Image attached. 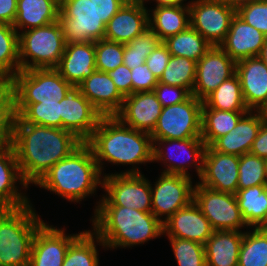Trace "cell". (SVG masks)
Listing matches in <instances>:
<instances>
[{
	"label": "cell",
	"instance_id": "40",
	"mask_svg": "<svg viewBox=\"0 0 267 266\" xmlns=\"http://www.w3.org/2000/svg\"><path fill=\"white\" fill-rule=\"evenodd\" d=\"M267 185V159L251 153L239 157L238 189Z\"/></svg>",
	"mask_w": 267,
	"mask_h": 266
},
{
	"label": "cell",
	"instance_id": "6",
	"mask_svg": "<svg viewBox=\"0 0 267 266\" xmlns=\"http://www.w3.org/2000/svg\"><path fill=\"white\" fill-rule=\"evenodd\" d=\"M21 70L56 68L65 50L59 21L18 33Z\"/></svg>",
	"mask_w": 267,
	"mask_h": 266
},
{
	"label": "cell",
	"instance_id": "47",
	"mask_svg": "<svg viewBox=\"0 0 267 266\" xmlns=\"http://www.w3.org/2000/svg\"><path fill=\"white\" fill-rule=\"evenodd\" d=\"M161 42L158 34L149 27L127 45L132 48V52L146 53L147 58Z\"/></svg>",
	"mask_w": 267,
	"mask_h": 266
},
{
	"label": "cell",
	"instance_id": "12",
	"mask_svg": "<svg viewBox=\"0 0 267 266\" xmlns=\"http://www.w3.org/2000/svg\"><path fill=\"white\" fill-rule=\"evenodd\" d=\"M193 201L210 222L214 231H243L248 228L235 194L218 192L195 183Z\"/></svg>",
	"mask_w": 267,
	"mask_h": 266
},
{
	"label": "cell",
	"instance_id": "1",
	"mask_svg": "<svg viewBox=\"0 0 267 266\" xmlns=\"http://www.w3.org/2000/svg\"><path fill=\"white\" fill-rule=\"evenodd\" d=\"M9 143L15 151L22 178L30 186L83 141L68 130L25 123L19 116H10Z\"/></svg>",
	"mask_w": 267,
	"mask_h": 266
},
{
	"label": "cell",
	"instance_id": "2",
	"mask_svg": "<svg viewBox=\"0 0 267 266\" xmlns=\"http://www.w3.org/2000/svg\"><path fill=\"white\" fill-rule=\"evenodd\" d=\"M86 143L92 149L103 177L106 176L104 162L132 165L131 169L114 174H142L137 165L153 162L150 133L130 128L116 116H102Z\"/></svg>",
	"mask_w": 267,
	"mask_h": 266
},
{
	"label": "cell",
	"instance_id": "22",
	"mask_svg": "<svg viewBox=\"0 0 267 266\" xmlns=\"http://www.w3.org/2000/svg\"><path fill=\"white\" fill-rule=\"evenodd\" d=\"M213 231L210 222L194 201L163 223V234H166L164 236L190 240L202 245H205Z\"/></svg>",
	"mask_w": 267,
	"mask_h": 266
},
{
	"label": "cell",
	"instance_id": "27",
	"mask_svg": "<svg viewBox=\"0 0 267 266\" xmlns=\"http://www.w3.org/2000/svg\"><path fill=\"white\" fill-rule=\"evenodd\" d=\"M55 69L72 86H78L97 70L95 42L66 44L60 63Z\"/></svg>",
	"mask_w": 267,
	"mask_h": 266
},
{
	"label": "cell",
	"instance_id": "50",
	"mask_svg": "<svg viewBox=\"0 0 267 266\" xmlns=\"http://www.w3.org/2000/svg\"><path fill=\"white\" fill-rule=\"evenodd\" d=\"M249 153L267 159V121L264 120Z\"/></svg>",
	"mask_w": 267,
	"mask_h": 266
},
{
	"label": "cell",
	"instance_id": "57",
	"mask_svg": "<svg viewBox=\"0 0 267 266\" xmlns=\"http://www.w3.org/2000/svg\"><path fill=\"white\" fill-rule=\"evenodd\" d=\"M258 57L265 63L267 66V40L264 44V46L261 48V51L258 55Z\"/></svg>",
	"mask_w": 267,
	"mask_h": 266
},
{
	"label": "cell",
	"instance_id": "16",
	"mask_svg": "<svg viewBox=\"0 0 267 266\" xmlns=\"http://www.w3.org/2000/svg\"><path fill=\"white\" fill-rule=\"evenodd\" d=\"M62 129L74 133L86 142L97 128L102 115L81 93L79 86H71L61 100Z\"/></svg>",
	"mask_w": 267,
	"mask_h": 266
},
{
	"label": "cell",
	"instance_id": "7",
	"mask_svg": "<svg viewBox=\"0 0 267 266\" xmlns=\"http://www.w3.org/2000/svg\"><path fill=\"white\" fill-rule=\"evenodd\" d=\"M71 86L55 68L20 70L8 82L9 103L61 101Z\"/></svg>",
	"mask_w": 267,
	"mask_h": 266
},
{
	"label": "cell",
	"instance_id": "14",
	"mask_svg": "<svg viewBox=\"0 0 267 266\" xmlns=\"http://www.w3.org/2000/svg\"><path fill=\"white\" fill-rule=\"evenodd\" d=\"M153 183L150 181L151 212L162 224L193 201L195 184L190 177L161 172Z\"/></svg>",
	"mask_w": 267,
	"mask_h": 266
},
{
	"label": "cell",
	"instance_id": "20",
	"mask_svg": "<svg viewBox=\"0 0 267 266\" xmlns=\"http://www.w3.org/2000/svg\"><path fill=\"white\" fill-rule=\"evenodd\" d=\"M149 28V12L144 2L127 1L106 24L104 39L127 44Z\"/></svg>",
	"mask_w": 267,
	"mask_h": 266
},
{
	"label": "cell",
	"instance_id": "54",
	"mask_svg": "<svg viewBox=\"0 0 267 266\" xmlns=\"http://www.w3.org/2000/svg\"><path fill=\"white\" fill-rule=\"evenodd\" d=\"M0 114H10L8 82L0 76Z\"/></svg>",
	"mask_w": 267,
	"mask_h": 266
},
{
	"label": "cell",
	"instance_id": "10",
	"mask_svg": "<svg viewBox=\"0 0 267 266\" xmlns=\"http://www.w3.org/2000/svg\"><path fill=\"white\" fill-rule=\"evenodd\" d=\"M101 200L96 201L94 212L98 206H123L142 212H151V185L143 174H113L103 177Z\"/></svg>",
	"mask_w": 267,
	"mask_h": 266
},
{
	"label": "cell",
	"instance_id": "42",
	"mask_svg": "<svg viewBox=\"0 0 267 266\" xmlns=\"http://www.w3.org/2000/svg\"><path fill=\"white\" fill-rule=\"evenodd\" d=\"M124 44L101 39L95 41L96 69L110 72L123 64Z\"/></svg>",
	"mask_w": 267,
	"mask_h": 266
},
{
	"label": "cell",
	"instance_id": "21",
	"mask_svg": "<svg viewBox=\"0 0 267 266\" xmlns=\"http://www.w3.org/2000/svg\"><path fill=\"white\" fill-rule=\"evenodd\" d=\"M19 187L29 188L20 173L15 151L8 143L0 150V209H17L32 203Z\"/></svg>",
	"mask_w": 267,
	"mask_h": 266
},
{
	"label": "cell",
	"instance_id": "49",
	"mask_svg": "<svg viewBox=\"0 0 267 266\" xmlns=\"http://www.w3.org/2000/svg\"><path fill=\"white\" fill-rule=\"evenodd\" d=\"M128 0H96L97 16L106 25Z\"/></svg>",
	"mask_w": 267,
	"mask_h": 266
},
{
	"label": "cell",
	"instance_id": "32",
	"mask_svg": "<svg viewBox=\"0 0 267 266\" xmlns=\"http://www.w3.org/2000/svg\"><path fill=\"white\" fill-rule=\"evenodd\" d=\"M11 116H19L25 123L62 129L61 101L40 103H9Z\"/></svg>",
	"mask_w": 267,
	"mask_h": 266
},
{
	"label": "cell",
	"instance_id": "33",
	"mask_svg": "<svg viewBox=\"0 0 267 266\" xmlns=\"http://www.w3.org/2000/svg\"><path fill=\"white\" fill-rule=\"evenodd\" d=\"M248 111H222L202 106L201 139L210 146L217 138L236 127L239 119Z\"/></svg>",
	"mask_w": 267,
	"mask_h": 266
},
{
	"label": "cell",
	"instance_id": "46",
	"mask_svg": "<svg viewBox=\"0 0 267 266\" xmlns=\"http://www.w3.org/2000/svg\"><path fill=\"white\" fill-rule=\"evenodd\" d=\"M171 54L168 47L161 42L146 58V65L153 75L159 80L165 70Z\"/></svg>",
	"mask_w": 267,
	"mask_h": 266
},
{
	"label": "cell",
	"instance_id": "34",
	"mask_svg": "<svg viewBox=\"0 0 267 266\" xmlns=\"http://www.w3.org/2000/svg\"><path fill=\"white\" fill-rule=\"evenodd\" d=\"M98 245L105 247L93 230H84L69 245L62 266H99Z\"/></svg>",
	"mask_w": 267,
	"mask_h": 266
},
{
	"label": "cell",
	"instance_id": "11",
	"mask_svg": "<svg viewBox=\"0 0 267 266\" xmlns=\"http://www.w3.org/2000/svg\"><path fill=\"white\" fill-rule=\"evenodd\" d=\"M205 149L206 145L201 138L156 140L153 143V163L162 161L165 166L162 173L183 175L190 178L192 177L188 169L195 167L197 176L200 178Z\"/></svg>",
	"mask_w": 267,
	"mask_h": 266
},
{
	"label": "cell",
	"instance_id": "39",
	"mask_svg": "<svg viewBox=\"0 0 267 266\" xmlns=\"http://www.w3.org/2000/svg\"><path fill=\"white\" fill-rule=\"evenodd\" d=\"M197 62L181 57L171 56L158 82L188 89L191 93L195 84Z\"/></svg>",
	"mask_w": 267,
	"mask_h": 266
},
{
	"label": "cell",
	"instance_id": "5",
	"mask_svg": "<svg viewBox=\"0 0 267 266\" xmlns=\"http://www.w3.org/2000/svg\"><path fill=\"white\" fill-rule=\"evenodd\" d=\"M30 203L0 209V266H29L33 239L45 223Z\"/></svg>",
	"mask_w": 267,
	"mask_h": 266
},
{
	"label": "cell",
	"instance_id": "17",
	"mask_svg": "<svg viewBox=\"0 0 267 266\" xmlns=\"http://www.w3.org/2000/svg\"><path fill=\"white\" fill-rule=\"evenodd\" d=\"M238 168L239 156L217 152L206 146L203 170L198 183L218 192L236 194Z\"/></svg>",
	"mask_w": 267,
	"mask_h": 266
},
{
	"label": "cell",
	"instance_id": "56",
	"mask_svg": "<svg viewBox=\"0 0 267 266\" xmlns=\"http://www.w3.org/2000/svg\"><path fill=\"white\" fill-rule=\"evenodd\" d=\"M224 1L237 10L240 6L244 4L256 1H265V0H224Z\"/></svg>",
	"mask_w": 267,
	"mask_h": 266
},
{
	"label": "cell",
	"instance_id": "8",
	"mask_svg": "<svg viewBox=\"0 0 267 266\" xmlns=\"http://www.w3.org/2000/svg\"><path fill=\"white\" fill-rule=\"evenodd\" d=\"M58 21L66 44L104 39L106 25L97 16L96 0H60Z\"/></svg>",
	"mask_w": 267,
	"mask_h": 266
},
{
	"label": "cell",
	"instance_id": "55",
	"mask_svg": "<svg viewBox=\"0 0 267 266\" xmlns=\"http://www.w3.org/2000/svg\"><path fill=\"white\" fill-rule=\"evenodd\" d=\"M149 0H146L144 3L148 2ZM155 1L156 5L155 7H160V6H182V5H189L188 3H184V1L187 0H153Z\"/></svg>",
	"mask_w": 267,
	"mask_h": 266
},
{
	"label": "cell",
	"instance_id": "45",
	"mask_svg": "<svg viewBox=\"0 0 267 266\" xmlns=\"http://www.w3.org/2000/svg\"><path fill=\"white\" fill-rule=\"evenodd\" d=\"M132 94L136 92L154 91L158 79L148 69L146 63L131 69Z\"/></svg>",
	"mask_w": 267,
	"mask_h": 266
},
{
	"label": "cell",
	"instance_id": "59",
	"mask_svg": "<svg viewBox=\"0 0 267 266\" xmlns=\"http://www.w3.org/2000/svg\"><path fill=\"white\" fill-rule=\"evenodd\" d=\"M128 1L145 2L146 0H128Z\"/></svg>",
	"mask_w": 267,
	"mask_h": 266
},
{
	"label": "cell",
	"instance_id": "15",
	"mask_svg": "<svg viewBox=\"0 0 267 266\" xmlns=\"http://www.w3.org/2000/svg\"><path fill=\"white\" fill-rule=\"evenodd\" d=\"M235 73L236 62L220 46H211L197 62L192 95L203 101Z\"/></svg>",
	"mask_w": 267,
	"mask_h": 266
},
{
	"label": "cell",
	"instance_id": "29",
	"mask_svg": "<svg viewBox=\"0 0 267 266\" xmlns=\"http://www.w3.org/2000/svg\"><path fill=\"white\" fill-rule=\"evenodd\" d=\"M60 0H18L13 27L18 33L58 21Z\"/></svg>",
	"mask_w": 267,
	"mask_h": 266
},
{
	"label": "cell",
	"instance_id": "28",
	"mask_svg": "<svg viewBox=\"0 0 267 266\" xmlns=\"http://www.w3.org/2000/svg\"><path fill=\"white\" fill-rule=\"evenodd\" d=\"M244 231H213L206 241V266H238Z\"/></svg>",
	"mask_w": 267,
	"mask_h": 266
},
{
	"label": "cell",
	"instance_id": "37",
	"mask_svg": "<svg viewBox=\"0 0 267 266\" xmlns=\"http://www.w3.org/2000/svg\"><path fill=\"white\" fill-rule=\"evenodd\" d=\"M20 70L18 32L0 23V76L9 82Z\"/></svg>",
	"mask_w": 267,
	"mask_h": 266
},
{
	"label": "cell",
	"instance_id": "52",
	"mask_svg": "<svg viewBox=\"0 0 267 266\" xmlns=\"http://www.w3.org/2000/svg\"><path fill=\"white\" fill-rule=\"evenodd\" d=\"M145 61L146 53L132 52V48H130L127 44H124L123 64L130 69H133L144 64Z\"/></svg>",
	"mask_w": 267,
	"mask_h": 266
},
{
	"label": "cell",
	"instance_id": "44",
	"mask_svg": "<svg viewBox=\"0 0 267 266\" xmlns=\"http://www.w3.org/2000/svg\"><path fill=\"white\" fill-rule=\"evenodd\" d=\"M154 92L162 107L179 104L186 101L192 95L186 88L167 85L160 82L155 86Z\"/></svg>",
	"mask_w": 267,
	"mask_h": 266
},
{
	"label": "cell",
	"instance_id": "3",
	"mask_svg": "<svg viewBox=\"0 0 267 266\" xmlns=\"http://www.w3.org/2000/svg\"><path fill=\"white\" fill-rule=\"evenodd\" d=\"M91 220L93 231L107 250L132 248L164 235L163 224L152 212L130 207L98 206Z\"/></svg>",
	"mask_w": 267,
	"mask_h": 266
},
{
	"label": "cell",
	"instance_id": "30",
	"mask_svg": "<svg viewBox=\"0 0 267 266\" xmlns=\"http://www.w3.org/2000/svg\"><path fill=\"white\" fill-rule=\"evenodd\" d=\"M149 27L158 34L163 42L168 37L186 30L190 26V10L188 5L151 7ZM151 12V13H150Z\"/></svg>",
	"mask_w": 267,
	"mask_h": 266
},
{
	"label": "cell",
	"instance_id": "38",
	"mask_svg": "<svg viewBox=\"0 0 267 266\" xmlns=\"http://www.w3.org/2000/svg\"><path fill=\"white\" fill-rule=\"evenodd\" d=\"M244 230L238 266H267V230L264 227Z\"/></svg>",
	"mask_w": 267,
	"mask_h": 266
},
{
	"label": "cell",
	"instance_id": "9",
	"mask_svg": "<svg viewBox=\"0 0 267 266\" xmlns=\"http://www.w3.org/2000/svg\"><path fill=\"white\" fill-rule=\"evenodd\" d=\"M203 101L191 95L186 101L162 107L152 142L163 139L201 138Z\"/></svg>",
	"mask_w": 267,
	"mask_h": 266
},
{
	"label": "cell",
	"instance_id": "25",
	"mask_svg": "<svg viewBox=\"0 0 267 266\" xmlns=\"http://www.w3.org/2000/svg\"><path fill=\"white\" fill-rule=\"evenodd\" d=\"M267 37L247 24L237 14L232 18L230 29L220 47L235 61L257 57Z\"/></svg>",
	"mask_w": 267,
	"mask_h": 266
},
{
	"label": "cell",
	"instance_id": "23",
	"mask_svg": "<svg viewBox=\"0 0 267 266\" xmlns=\"http://www.w3.org/2000/svg\"><path fill=\"white\" fill-rule=\"evenodd\" d=\"M244 101L249 110L262 111L267 105V66L257 56L236 62Z\"/></svg>",
	"mask_w": 267,
	"mask_h": 266
},
{
	"label": "cell",
	"instance_id": "24",
	"mask_svg": "<svg viewBox=\"0 0 267 266\" xmlns=\"http://www.w3.org/2000/svg\"><path fill=\"white\" fill-rule=\"evenodd\" d=\"M78 86L81 93L102 116H115L121 109L125 97L107 72L95 70Z\"/></svg>",
	"mask_w": 267,
	"mask_h": 266
},
{
	"label": "cell",
	"instance_id": "51",
	"mask_svg": "<svg viewBox=\"0 0 267 266\" xmlns=\"http://www.w3.org/2000/svg\"><path fill=\"white\" fill-rule=\"evenodd\" d=\"M18 0H0V23L13 25L16 19Z\"/></svg>",
	"mask_w": 267,
	"mask_h": 266
},
{
	"label": "cell",
	"instance_id": "58",
	"mask_svg": "<svg viewBox=\"0 0 267 266\" xmlns=\"http://www.w3.org/2000/svg\"><path fill=\"white\" fill-rule=\"evenodd\" d=\"M261 112H262V114L264 116V120L267 121V105L262 109Z\"/></svg>",
	"mask_w": 267,
	"mask_h": 266
},
{
	"label": "cell",
	"instance_id": "18",
	"mask_svg": "<svg viewBox=\"0 0 267 266\" xmlns=\"http://www.w3.org/2000/svg\"><path fill=\"white\" fill-rule=\"evenodd\" d=\"M65 230L45 222L33 239L29 266H62L69 245L83 232L68 235Z\"/></svg>",
	"mask_w": 267,
	"mask_h": 266
},
{
	"label": "cell",
	"instance_id": "26",
	"mask_svg": "<svg viewBox=\"0 0 267 266\" xmlns=\"http://www.w3.org/2000/svg\"><path fill=\"white\" fill-rule=\"evenodd\" d=\"M263 121L261 111L250 110L239 119L235 128L217 138L210 147L217 152L239 157L249 153Z\"/></svg>",
	"mask_w": 267,
	"mask_h": 266
},
{
	"label": "cell",
	"instance_id": "19",
	"mask_svg": "<svg viewBox=\"0 0 267 266\" xmlns=\"http://www.w3.org/2000/svg\"><path fill=\"white\" fill-rule=\"evenodd\" d=\"M162 105L154 91L136 92L125 96L115 115L130 128L151 133L161 114Z\"/></svg>",
	"mask_w": 267,
	"mask_h": 266
},
{
	"label": "cell",
	"instance_id": "4",
	"mask_svg": "<svg viewBox=\"0 0 267 266\" xmlns=\"http://www.w3.org/2000/svg\"><path fill=\"white\" fill-rule=\"evenodd\" d=\"M64 200L79 203L103 187V176L90 146L83 142L52 166L35 184Z\"/></svg>",
	"mask_w": 267,
	"mask_h": 266
},
{
	"label": "cell",
	"instance_id": "31",
	"mask_svg": "<svg viewBox=\"0 0 267 266\" xmlns=\"http://www.w3.org/2000/svg\"><path fill=\"white\" fill-rule=\"evenodd\" d=\"M235 197L249 228L264 227L267 224V185L238 189Z\"/></svg>",
	"mask_w": 267,
	"mask_h": 266
},
{
	"label": "cell",
	"instance_id": "48",
	"mask_svg": "<svg viewBox=\"0 0 267 266\" xmlns=\"http://www.w3.org/2000/svg\"><path fill=\"white\" fill-rule=\"evenodd\" d=\"M119 92L125 97L132 94L131 69L125 64L119 65L116 69L108 72Z\"/></svg>",
	"mask_w": 267,
	"mask_h": 266
},
{
	"label": "cell",
	"instance_id": "41",
	"mask_svg": "<svg viewBox=\"0 0 267 266\" xmlns=\"http://www.w3.org/2000/svg\"><path fill=\"white\" fill-rule=\"evenodd\" d=\"M168 240L178 266H206L204 245L176 237H168Z\"/></svg>",
	"mask_w": 267,
	"mask_h": 266
},
{
	"label": "cell",
	"instance_id": "53",
	"mask_svg": "<svg viewBox=\"0 0 267 266\" xmlns=\"http://www.w3.org/2000/svg\"><path fill=\"white\" fill-rule=\"evenodd\" d=\"M11 114H0V150L9 143V123Z\"/></svg>",
	"mask_w": 267,
	"mask_h": 266
},
{
	"label": "cell",
	"instance_id": "35",
	"mask_svg": "<svg viewBox=\"0 0 267 266\" xmlns=\"http://www.w3.org/2000/svg\"><path fill=\"white\" fill-rule=\"evenodd\" d=\"M203 103L209 108L222 111H250L244 101L236 73L222 82Z\"/></svg>",
	"mask_w": 267,
	"mask_h": 266
},
{
	"label": "cell",
	"instance_id": "36",
	"mask_svg": "<svg viewBox=\"0 0 267 266\" xmlns=\"http://www.w3.org/2000/svg\"><path fill=\"white\" fill-rule=\"evenodd\" d=\"M163 43L168 47L171 56H181L195 62L211 48L205 38L191 26L168 37Z\"/></svg>",
	"mask_w": 267,
	"mask_h": 266
},
{
	"label": "cell",
	"instance_id": "13",
	"mask_svg": "<svg viewBox=\"0 0 267 266\" xmlns=\"http://www.w3.org/2000/svg\"><path fill=\"white\" fill-rule=\"evenodd\" d=\"M190 26L211 46H220L230 29L236 9L224 0H191Z\"/></svg>",
	"mask_w": 267,
	"mask_h": 266
},
{
	"label": "cell",
	"instance_id": "43",
	"mask_svg": "<svg viewBox=\"0 0 267 266\" xmlns=\"http://www.w3.org/2000/svg\"><path fill=\"white\" fill-rule=\"evenodd\" d=\"M236 14L267 37V0L244 4Z\"/></svg>",
	"mask_w": 267,
	"mask_h": 266
}]
</instances>
